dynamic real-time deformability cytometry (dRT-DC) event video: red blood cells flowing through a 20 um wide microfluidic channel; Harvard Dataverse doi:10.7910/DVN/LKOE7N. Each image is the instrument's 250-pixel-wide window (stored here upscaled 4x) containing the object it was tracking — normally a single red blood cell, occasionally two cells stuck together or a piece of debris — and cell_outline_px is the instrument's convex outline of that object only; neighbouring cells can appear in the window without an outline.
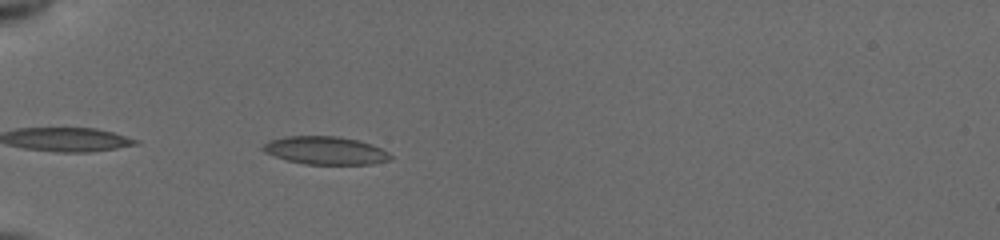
{"species": "common noctule bat (a hibernating species)", "species_latin": "Nyctalus noctula", "temperature_condition": "cold", "stored_images_in_passage": 16, "camera_frame_rate_fps": 3000, "um_per_image_px": 0.085, "animal": {"sex": "female", "body_mass_g": 19.5, "forearm_length_mm": 54.1}, "frame": {"image": 1, "passage_image": 3, "time_ms": 0.667, "image_size_px": [1000, 240], "cell_outline_px": [[392, 156], [384, 160], [368, 164], [308, 164], [288, 160], [276, 156], [268, 152], [264, 148], [264, 144], [272, 140], [292, 136], [332, 136], [356, 140], [368, 144]], "centroid_in_image_um": [27.61, 12.79], "position_along_channel_um": 57.4, "area_um2": 19.59}}
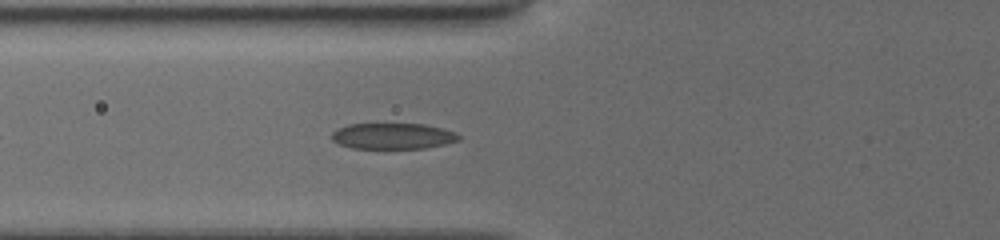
{"frame": {"image": 2, "passage_image": 7, "time_ms": 2.0, "image_size_px": [1000, 240], "cell_outline_px": [[460, 136], [456, 140], [424, 148], [356, 148], [340, 144], [332, 140], [332, 132], [340, 128], [352, 124], [420, 124], [440, 128], [452, 132]], "centroid_in_image_um": [33.32, 11.56], "position_along_channel_um": 92.5, "area_um2": 18.5}}
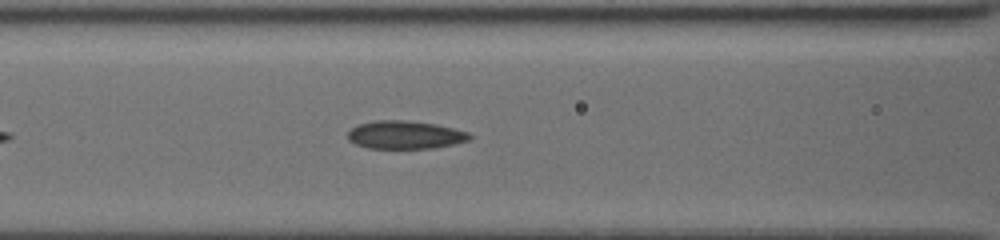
{"frame": {"image": 3, "passage_image": 10, "time_ms": 3.0, "image_size_px": [1000, 240], "cell_outline_px": [[472, 136], [468, 140], [428, 148], [372, 148], [356, 144], [348, 136], [348, 132], [352, 128], [360, 124], [384, 120], [392, 120], [432, 124], [464, 132]], "centroid_in_image_um": [34.36, 11.47], "position_along_channel_um": 132.2, "area_um2": 18.73}}